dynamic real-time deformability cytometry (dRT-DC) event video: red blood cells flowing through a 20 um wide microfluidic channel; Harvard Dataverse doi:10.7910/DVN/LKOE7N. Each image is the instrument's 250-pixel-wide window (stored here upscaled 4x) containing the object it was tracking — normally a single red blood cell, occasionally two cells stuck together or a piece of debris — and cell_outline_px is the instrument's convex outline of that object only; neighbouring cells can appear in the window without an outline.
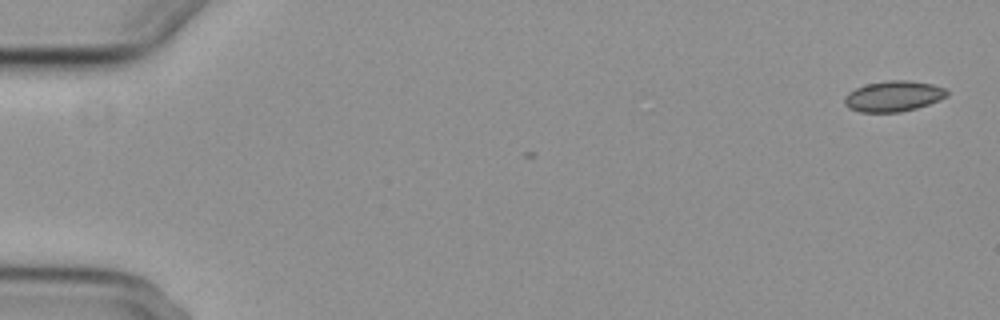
{"species": "common noctule bat (a hibernating species)", "species_latin": "Nyctalus noctula", "temperature_condition": "cold", "stored_images_in_passage": 3, "segment_of_instrument_passage": [2, 2], "camera_frame_rate_fps": 3000, "um_per_image_px": 0.085, "animal": {"sex": "female", "body_mass_g": 29.2, "forearm_length_mm": 56.3}, "frame": {"image": 1, "passage_image": 3, "time_ms": 3.333, "image_size_px": [1000, 320], "cell_outline_px": [[948, 96], [940, 100], [916, 108], [900, 112], [860, 112], [848, 108], [844, 104], [844, 96], [848, 92], [856, 88], [868, 84], [892, 80], [908, 80], [932, 84], [944, 88], [948, 92]], "centroid_in_image_um": [75.93, 8.18], "position_along_channel_um": 9.1, "area_um2": 18.26}}